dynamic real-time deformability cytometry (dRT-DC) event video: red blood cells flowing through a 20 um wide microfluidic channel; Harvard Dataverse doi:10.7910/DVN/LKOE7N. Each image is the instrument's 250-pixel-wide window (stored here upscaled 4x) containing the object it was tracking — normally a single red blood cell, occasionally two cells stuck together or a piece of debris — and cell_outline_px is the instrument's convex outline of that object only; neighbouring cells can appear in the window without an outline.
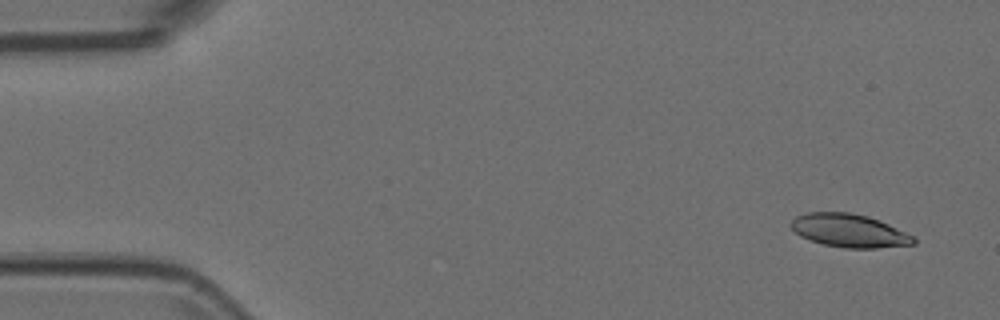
{"species": "Egyptian fruit bat (a non-hibernating species)", "species_latin": "Rousettus aegyptiacus", "temperature_condition": "room temperature", "stored_images_in_passage": 53, "camera_frame_rate_fps": 3000, "um_per_image_px": 0.085, "animal": {"sex": "female"}, "frame": {"image": 1, "passage_image": 3, "time_ms": 0.667, "image_size_px": [1000, 320], "cell_outline_px": [[916, 244], [876, 248], [844, 248], [824, 244], [808, 240], [800, 236], [788, 224], [796, 216], [808, 212], [852, 212], [868, 216], [880, 220], [916, 236]], "centroid_in_image_um": [72.21, 19.6], "position_along_channel_um": 12.8, "area_um2": 24.04}}
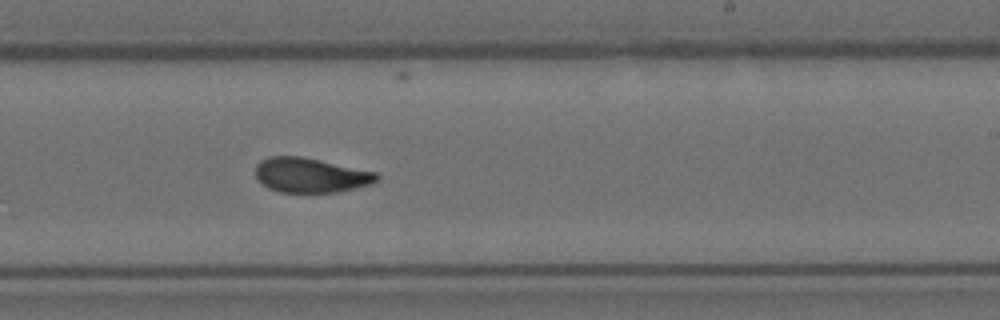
{"frame": {"image": 2, "passage_image": 32, "time_ms": 10.333, "image_size_px": [1000, 320], "cell_outline_px": [[380, 180], [372, 184], [336, 192], [280, 192], [268, 188], [256, 176], [256, 164], [260, 160], [268, 156], [300, 156], [376, 172], [380, 176]], "centroid_in_image_um": [26.41, 14.89], "position_along_channel_um": 262.6, "area_um2": 24.39}}
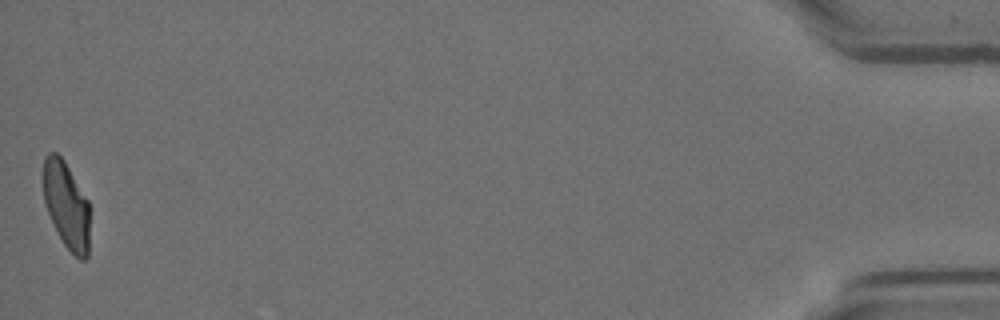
{"frame": {"image": 3, "passage_image": 53, "time_ms": 17.333, "image_size_px": [1000, 320], "cell_outline_px": [[88, 256], [84, 260], [80, 260], [64, 244], [48, 212], [44, 200], [44, 156], [48, 152], [56, 152], [64, 160], [88, 200]], "centroid_in_image_um": [5.64, 17.41], "position_along_channel_um": 429.6, "area_um2": 22.95}}